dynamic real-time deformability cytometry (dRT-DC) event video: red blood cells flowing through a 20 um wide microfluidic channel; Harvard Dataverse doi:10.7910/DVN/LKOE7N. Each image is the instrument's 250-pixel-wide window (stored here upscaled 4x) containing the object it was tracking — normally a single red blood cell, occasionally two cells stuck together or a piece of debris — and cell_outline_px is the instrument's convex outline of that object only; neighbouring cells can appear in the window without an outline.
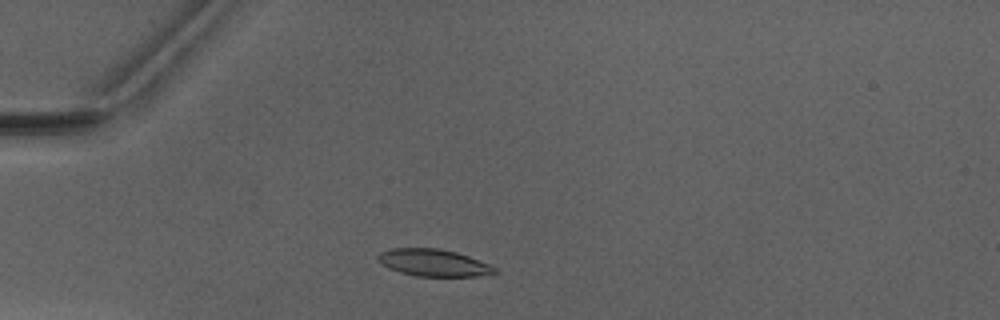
{"species": "Egyptian fruit bat (a non-hibernating species)", "species_latin": "Rousettus aegyptiacus", "temperature_condition": "warm", "stored_images_in_passage": 2, "camera_frame_rate_fps": 3000, "um_per_image_px": 0.085, "animal": {"sex": "male"}, "frame": {"image": 1, "passage_image": 2, "time_ms": 1.333, "image_size_px": [1000, 320], "cell_outline_px": [[496, 272], [476, 276], [416, 276], [400, 272], [388, 268], [380, 264], [376, 260], [376, 256], [380, 252], [392, 248], [440, 248], [456, 252], [468, 256], [488, 264], [496, 268]], "centroid_in_image_um": [36.77, 22.32], "position_along_channel_um": 48.2, "area_um2": 18.38}}